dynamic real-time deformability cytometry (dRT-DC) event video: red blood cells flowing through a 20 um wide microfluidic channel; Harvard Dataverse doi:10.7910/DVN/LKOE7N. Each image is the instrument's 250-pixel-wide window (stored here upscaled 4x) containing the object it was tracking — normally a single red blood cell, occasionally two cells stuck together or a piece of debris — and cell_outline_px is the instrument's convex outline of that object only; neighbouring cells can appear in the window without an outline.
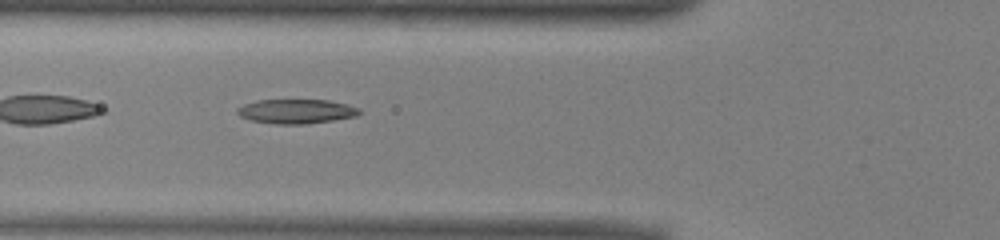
{"species": "common noctule bat (a hibernating species)", "species_latin": "Nyctalus noctula", "temperature_condition": "warm", "stored_images_in_passage": 38, "camera_frame_rate_fps": 3000, "um_per_image_px": 0.085, "animal": {"sex": "male", "body_mass_g": 13.0, "forearm_length_mm": 53.1}, "frame": {"image": 1, "passage_image": 6, "time_ms": 1.667, "image_size_px": [1000, 240], "cell_outline_px": [[360, 112], [356, 116], [332, 120], [304, 124], [276, 124], [252, 120], [240, 116], [236, 112], [236, 108], [244, 104], [256, 100], [328, 100], [348, 104], [360, 108]], "centroid_in_image_um": [25.17, 9.45], "position_along_channel_um": 100.6, "area_um2": 17.28}}
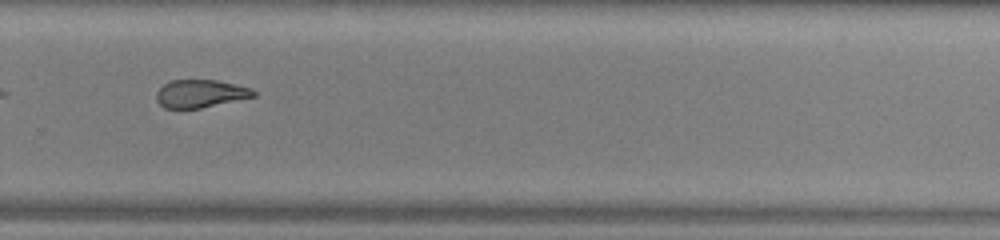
{"frame": {"image": 2, "passage_image": 22, "time_ms": 7.0, "image_size_px": [1000, 240], "cell_outline_px": [[256, 96], [200, 108], [164, 108], [156, 100], [156, 92], [164, 84], [172, 80], [216, 80], [236, 84], [252, 88], [256, 92]], "centroid_in_image_um": [17.04, 7.95], "position_along_channel_um": 312.8, "area_um2": 15.72}, "authors_computed_cell_mechanics": {"area_um2": 17.5423, "velocity_mm_per_s": 3.9816, "shape_relaxation_time_tau1_ms": 7.9689, "shape_relaxation_time_tau2_ms": 3.5736, "deformation_change_tau1": 0.2108, "deformation_change_tau2": 0.119}}